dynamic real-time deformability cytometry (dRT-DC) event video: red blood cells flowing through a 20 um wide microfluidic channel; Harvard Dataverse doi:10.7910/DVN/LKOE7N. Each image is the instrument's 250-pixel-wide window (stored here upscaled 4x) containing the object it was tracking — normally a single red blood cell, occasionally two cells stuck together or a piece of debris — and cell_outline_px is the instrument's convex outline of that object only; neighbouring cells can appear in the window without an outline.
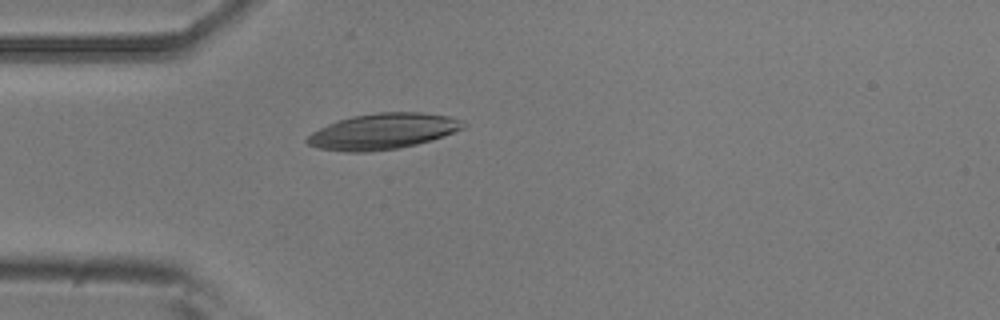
{"species": "common noctule bat (a hibernating species)", "species_latin": "Nyctalus noctula", "temperature_condition": "room temperature", "stored_images_in_passage": 4, "camera_frame_rate_fps": 3000, "um_per_image_px": 0.085, "animal": {"sex": "male", "body_mass_g": 20.5, "forearm_length_mm": 52.5}, "frame": {"image": 1, "passage_image": 4, "time_ms": 1.0, "image_size_px": [1000, 320], "cell_outline_px": [[468, 124], [464, 128], [444, 136], [432, 140], [400, 148], [368, 152], [344, 152], [316, 148], [308, 144], [304, 140], [312, 132], [328, 124], [352, 116], [376, 112], [424, 112], [448, 116], [464, 120]], "centroid_in_image_um": [32.57, 11.17], "position_along_channel_um": 52.4, "area_um2": 32.89}}